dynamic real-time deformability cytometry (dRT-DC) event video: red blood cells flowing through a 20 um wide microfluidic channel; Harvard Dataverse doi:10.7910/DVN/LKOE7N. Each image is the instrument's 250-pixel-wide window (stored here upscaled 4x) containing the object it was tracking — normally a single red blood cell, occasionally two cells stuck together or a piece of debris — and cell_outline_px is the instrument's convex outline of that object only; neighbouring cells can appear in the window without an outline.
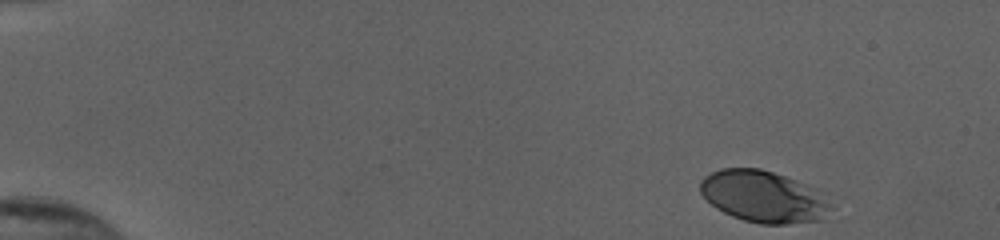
{"species": "human", "species_latin": "Homo sapiens", "temperature_condition": "cold", "stored_images_in_passage": 49, "camera_frame_rate_fps": 3000, "um_per_image_px": 0.085, "donor": {"sex": "female"}, "frame": {"image": 1, "passage_image": 1, "time_ms": 0.0, "image_size_px": [1000, 240], "cell_outline_px": [[832, 208], [824, 220], [788, 224], [760, 224], [744, 220], [732, 216], [716, 208], [700, 192], [700, 180], [704, 176], [720, 168], [760, 168], [820, 188]], "centroid_in_image_um": [64.94, 16.71], "position_along_channel_um": 20.1, "area_um2": 39.71}}
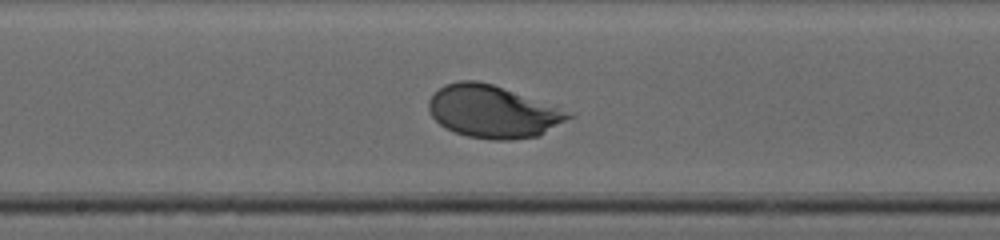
{"frame": {"image": 2, "passage_image": 26, "time_ms": 8.333, "image_size_px": [1000, 240], "cell_outline_px": [[576, 116], [540, 136], [512, 140], [492, 140], [468, 136], [456, 132], [440, 124], [432, 116], [428, 108], [428, 100], [444, 84], [460, 80], [476, 80], [492, 84], [576, 112]], "centroid_in_image_um": [41.98, 9.49], "position_along_channel_um": 206.2, "area_um2": 43.12}}
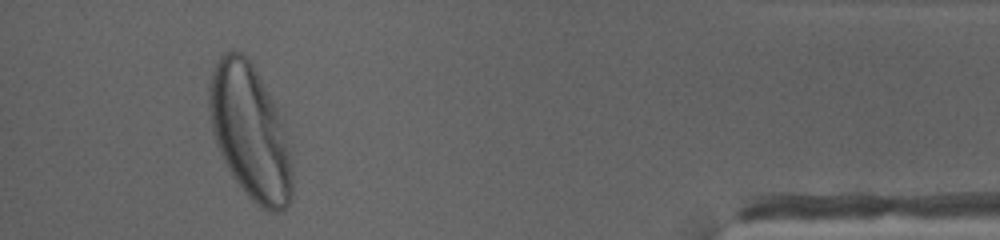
{"frame": {"image": 3, "passage_image": 46, "time_ms": 15.0, "image_size_px": [1000, 240], "cell_outline_px": [[292, 200], [284, 212], [268, 212], [260, 208], [248, 196], [232, 176], [216, 144], [212, 132], [208, 108], [208, 88], [212, 68], [220, 56], [224, 52], [232, 48], [240, 52], [252, 64], [272, 100], [276, 108], [288, 152], [292, 168]], "centroid_in_image_um": [21.21, 11.25], "position_along_channel_um": 414.0, "area_um2": 64.56}, "authors_computed_cell_mechanics": {"area_um2": 41.4426, "velocity_mm_per_s": 3.8485, "shape_relaxation_time_tau1_ms": 1.637, "shape_relaxation_time_tau2_ms": null, "deformation_change_tau1": 0.117, "deformation_change_tau2": null}}